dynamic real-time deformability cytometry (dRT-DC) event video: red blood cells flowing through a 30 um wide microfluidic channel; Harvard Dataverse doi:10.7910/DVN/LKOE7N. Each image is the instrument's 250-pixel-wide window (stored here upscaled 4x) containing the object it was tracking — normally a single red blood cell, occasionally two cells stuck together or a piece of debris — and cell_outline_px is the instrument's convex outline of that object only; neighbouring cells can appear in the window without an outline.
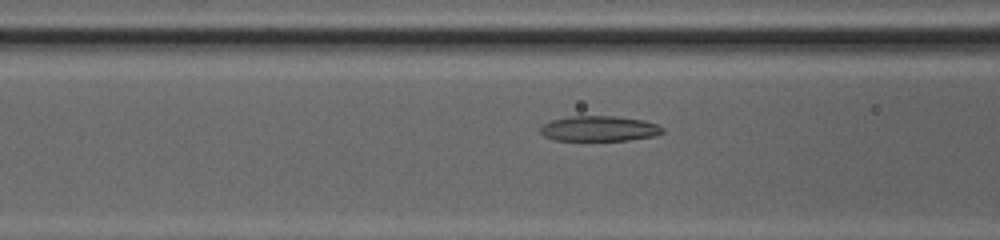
{"species": "common noctule bat (a hibernating species)", "species_latin": "Nyctalus noctula", "temperature_condition": "cold", "stored_images_in_passage": 46, "camera_frame_rate_fps": 3000, "um_per_image_px": 0.085, "animal": {"sex": "female", "body_mass_g": 20.0, "forearm_length_mm": 54.0}, "frame": {"image": 1, "passage_image": 18, "time_ms": 5.667, "image_size_px": [1000, 240], "cell_outline_px": [[664, 132], [656, 136], [628, 140], [556, 140], [544, 136], [540, 132], [540, 124], [552, 120], [568, 116], [616, 116], [644, 120], [656, 124], [664, 128]], "centroid_in_image_um": [50.93, 10.92], "position_along_channel_um": 115.7, "area_um2": 18.15}}
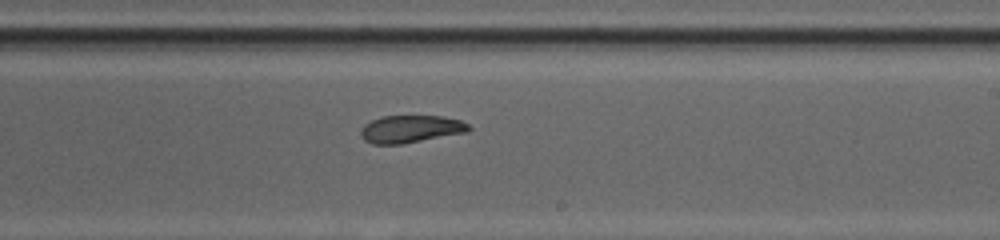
{"frame": {"image": 2, "passage_image": 28, "time_ms": 9.0, "image_size_px": [1000, 240], "cell_outline_px": [[472, 128], [468, 132], [400, 144], [372, 144], [364, 140], [360, 136], [360, 132], [364, 124], [380, 116], [444, 116], [460, 120], [468, 124]], "centroid_in_image_um": [34.9, 10.96], "position_along_channel_um": 254.1, "area_um2": 17.34}}
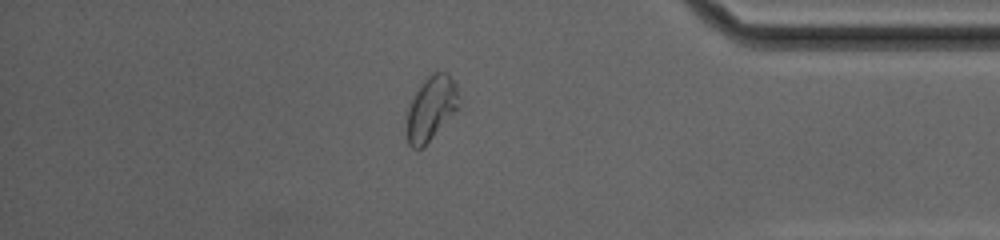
{"frame": {"image": 3, "passage_image": 40, "time_ms": 13.0, "image_size_px": [1000, 240], "cell_outline_px": [[460, 108], [424, 148], [412, 148], [408, 144], [408, 108], [412, 96], [420, 84], [432, 72], [448, 72], [456, 84], [460, 104]], "centroid_in_image_um": [36.68, 9.2], "position_along_channel_um": 398.5, "area_um2": 19.88}, "authors_computed_cell_mechanics": {"area_um2": 18.785, "velocity_mm_per_s": 4.1611, "shape_relaxation_time_tau1_ms": null, "shape_relaxation_time_tau2_ms": 4.2885, "deformation_change_tau1": null, "deformation_change_tau2": 0.1011}}